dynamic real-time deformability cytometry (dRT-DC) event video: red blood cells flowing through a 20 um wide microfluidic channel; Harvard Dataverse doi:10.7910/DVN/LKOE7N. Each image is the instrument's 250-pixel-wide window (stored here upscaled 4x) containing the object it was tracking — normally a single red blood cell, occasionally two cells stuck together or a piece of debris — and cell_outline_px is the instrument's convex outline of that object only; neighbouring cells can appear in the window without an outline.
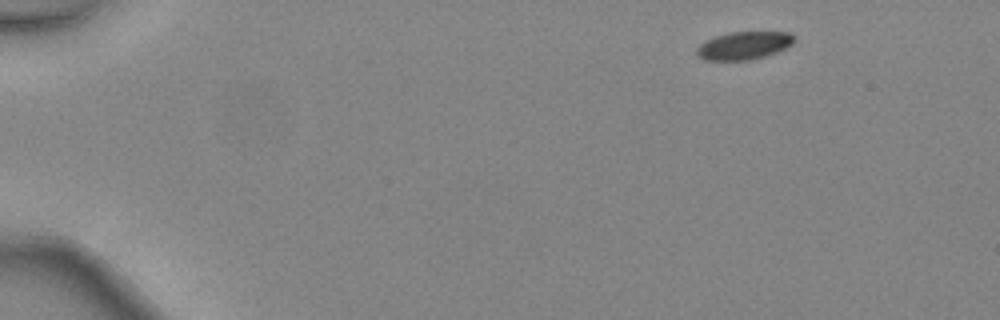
{"species": "common noctule bat (a hibernating species)", "species_latin": "Nyctalus noctula", "temperature_condition": "warm", "stored_images_in_passage": 3, "camera_frame_rate_fps": 3000, "um_per_image_px": 0.085, "animal": {"sex": "female", "body_mass_g": 24.6, "forearm_length_mm": 56.2}, "frame": {"image": 1, "passage_image": 1, "time_ms": 0.0, "image_size_px": [1000, 320], "cell_outline_px": [[796, 40], [792, 44], [776, 52], [764, 56], [748, 60], [704, 60], [696, 56], [696, 48], [704, 40], [728, 32], [788, 32], [796, 36]], "centroid_in_image_um": [63.2, 3.86], "position_along_channel_um": 21.8, "area_um2": 15.95}}